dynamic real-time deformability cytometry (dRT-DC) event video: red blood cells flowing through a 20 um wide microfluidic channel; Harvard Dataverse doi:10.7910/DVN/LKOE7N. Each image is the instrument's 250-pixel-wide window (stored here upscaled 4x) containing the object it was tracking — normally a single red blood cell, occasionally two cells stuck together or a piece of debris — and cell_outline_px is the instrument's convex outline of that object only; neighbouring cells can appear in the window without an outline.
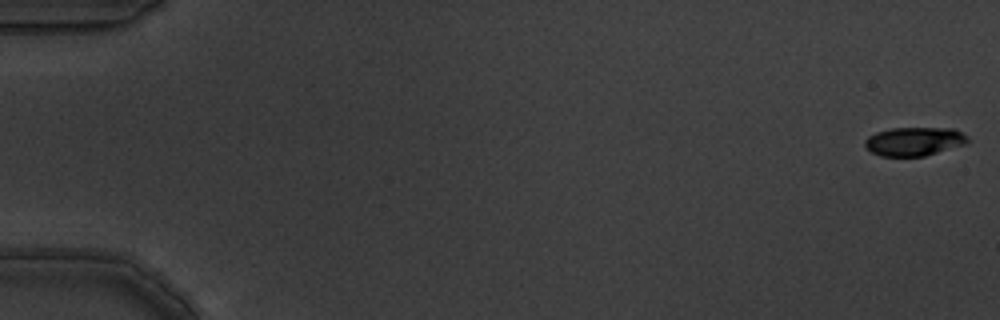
{"species": "common noctule bat (a hibernating species)", "species_latin": "Nyctalus noctula", "temperature_condition": "warm", "stored_images_in_passage": 6, "camera_frame_rate_fps": 3000, "um_per_image_px": 0.085, "animal": {"sex": "male", "body_mass_g": 19.5, "forearm_length_mm": 54.6}, "frame": {"image": 1, "passage_image": 1, "time_ms": 0.0, "image_size_px": [1000, 320], "cell_outline_px": [[972, 140], [968, 144], [924, 156], [880, 156], [864, 148], [864, 140], [868, 136], [876, 132], [892, 128], [956, 128], [968, 136]], "centroid_in_image_um": [77.75, 12.02], "position_along_channel_um": 7.2, "area_um2": 17.57}}
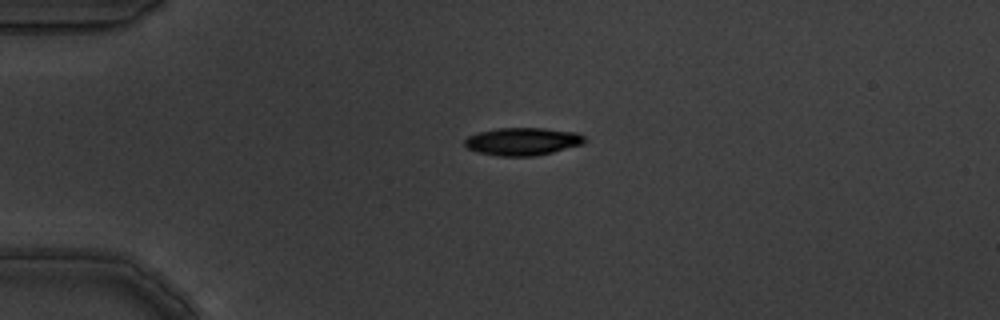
{"frame": {"image": 2, "passage_image": 5, "time_ms": 1.333, "image_size_px": [1000, 320], "cell_outline_px": [[588, 140], [584, 144], [552, 152], [532, 156], [500, 156], [476, 152], [468, 148], [464, 144], [464, 140], [468, 136], [476, 132], [496, 128], [544, 128], [576, 132], [584, 136]], "centroid_in_image_um": [44.42, 12.01], "position_along_channel_um": 40.6, "area_um2": 19.54}}